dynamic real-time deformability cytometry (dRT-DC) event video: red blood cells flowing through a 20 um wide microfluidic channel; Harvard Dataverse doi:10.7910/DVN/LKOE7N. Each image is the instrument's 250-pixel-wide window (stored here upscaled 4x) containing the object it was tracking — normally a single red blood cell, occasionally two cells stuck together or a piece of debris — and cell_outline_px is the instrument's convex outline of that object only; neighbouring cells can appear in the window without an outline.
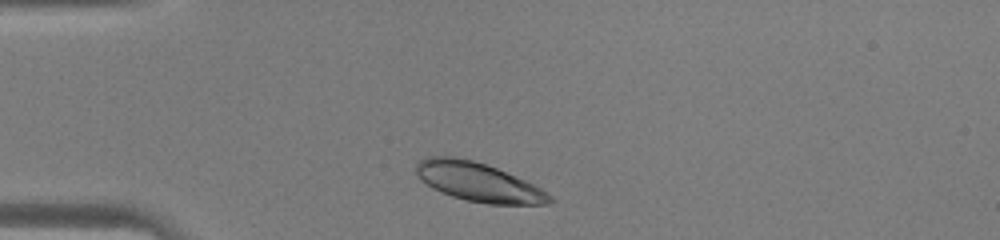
{"species": "human", "species_latin": "Homo sapiens", "temperature_condition": "warm", "stored_images_in_passage": 30, "camera_frame_rate_fps": 3000, "um_per_image_px": 0.085, "donor": {"sex": "male"}, "frame": {"image": 1, "passage_image": 3, "time_ms": 0.667, "image_size_px": [1000, 240], "cell_outline_px": [[556, 200], [548, 204], [488, 204], [468, 200], [452, 196], [432, 188], [416, 172], [416, 164], [420, 160], [428, 156], [452, 156], [472, 160], [496, 168], [524, 180], [548, 192]], "centroid_in_image_um": [40.69, 15.48], "position_along_channel_um": 44.3, "area_um2": 29.82}}
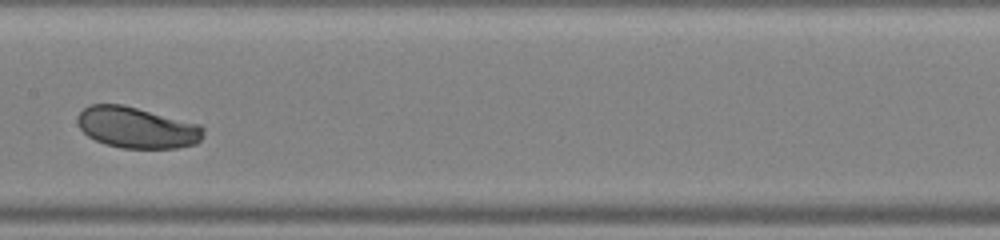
{"frame": {"image": 2, "passage_image": 15, "time_ms": 4.667, "image_size_px": [1000, 240], "cell_outline_px": [[204, 136], [196, 144], [176, 148], [124, 148], [104, 144], [88, 136], [80, 128], [76, 120], [76, 116], [88, 104], [124, 104], [200, 124], [204, 128]], "centroid_in_image_um": [11.63, 10.83], "position_along_channel_um": 195.8, "area_um2": 30.46}}
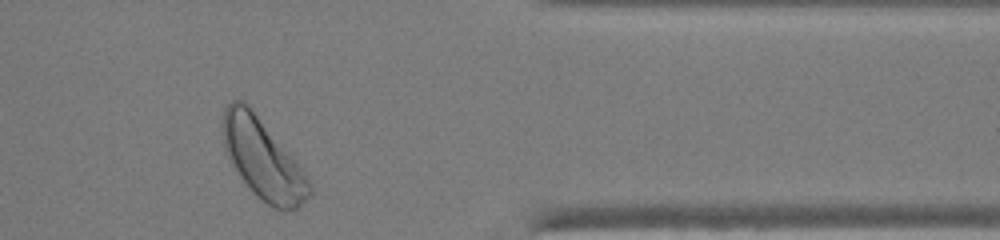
{"frame": {"image": 3, "passage_image": 29, "time_ms": 9.333, "image_size_px": [1000, 240], "cell_outline_px": [[312, 192], [296, 208], [284, 212], [260, 200], [256, 196], [240, 176], [228, 156], [224, 148], [224, 108], [232, 100], [244, 100], [252, 108], [292, 156], [304, 172], [312, 184]], "centroid_in_image_um": [22.36, 13.52], "position_along_channel_um": 389.0, "area_um2": 39.71}}